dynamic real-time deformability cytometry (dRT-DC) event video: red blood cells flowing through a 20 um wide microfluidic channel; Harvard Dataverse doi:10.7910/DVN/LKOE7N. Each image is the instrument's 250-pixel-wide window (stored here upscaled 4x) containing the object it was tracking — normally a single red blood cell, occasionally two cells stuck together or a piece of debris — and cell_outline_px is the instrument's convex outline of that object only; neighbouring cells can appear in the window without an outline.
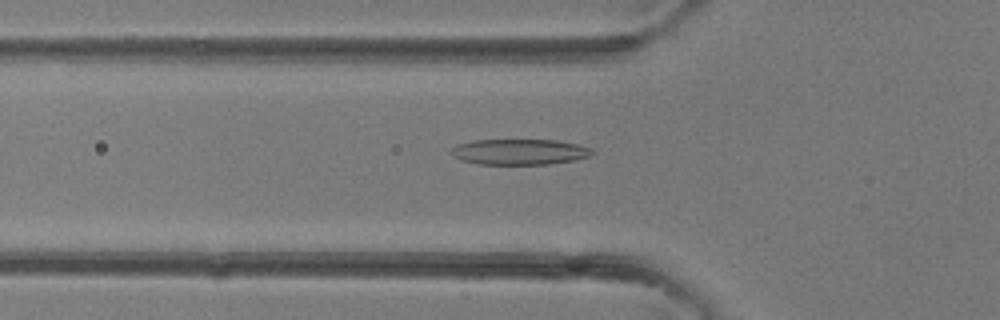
{"species": "common noctule bat (a hibernating species)", "species_latin": "Nyctalus noctula", "temperature_condition": "room temperature", "stored_images_in_passage": 39, "camera_frame_rate_fps": 3000, "um_per_image_px": 0.085, "animal": {"sex": "female"}, "frame": {"image": 1, "passage_image": 14, "time_ms": 4.333, "image_size_px": [1000, 320], "cell_outline_px": [[596, 152], [588, 156], [576, 160], [548, 164], [480, 164], [464, 160], [452, 156], [452, 148], [456, 144], [472, 140], [556, 140], [576, 144], [592, 148]], "centroid_in_image_um": [44.18, 12.9], "position_along_channel_um": 81.6, "area_um2": 21.04}}
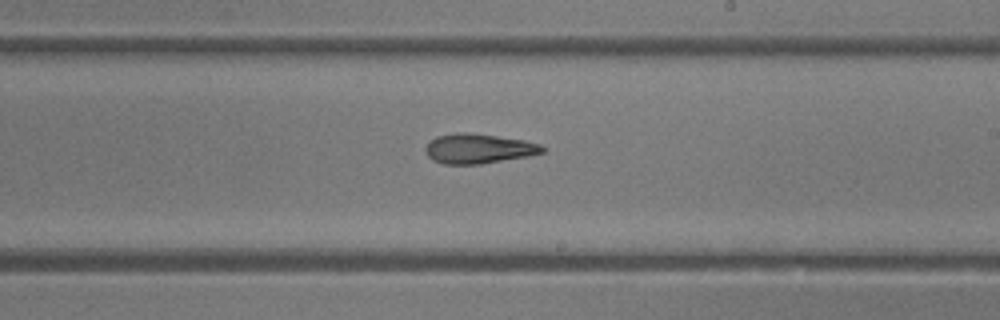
{"frame": {"image": 2, "passage_image": 24, "time_ms": 7.667, "image_size_px": [1000, 320], "cell_outline_px": [[544, 152], [528, 156], [480, 164], [444, 164], [432, 160], [428, 156], [424, 148], [436, 136], [456, 132], [468, 132], [524, 140], [540, 144], [544, 148]], "centroid_in_image_um": [40.65, 12.63], "position_along_channel_um": 248.3, "area_um2": 20.17}}
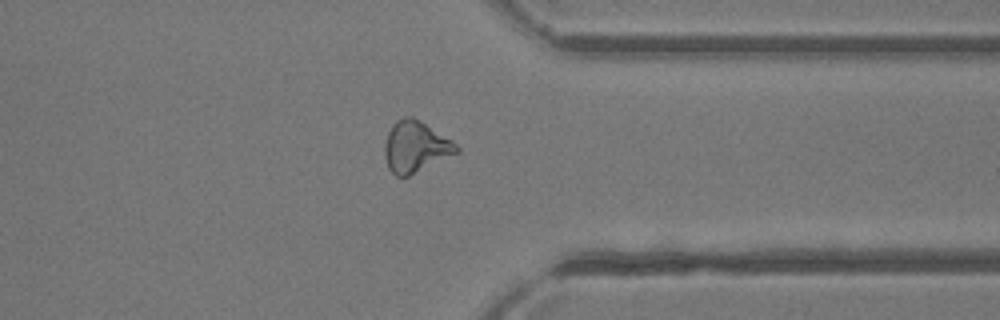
{"frame": {"image": 3, "passage_image": 32, "time_ms": 10.333, "image_size_px": [1000, 320], "cell_outline_px": [[460, 152], [408, 176], [396, 176], [388, 168], [384, 156], [384, 144], [388, 132], [392, 124], [396, 120], [404, 116], [412, 116], [452, 140], [460, 148]], "centroid_in_image_um": [35.3, 12.47], "position_along_channel_um": 376.1, "area_um2": 21.44}}